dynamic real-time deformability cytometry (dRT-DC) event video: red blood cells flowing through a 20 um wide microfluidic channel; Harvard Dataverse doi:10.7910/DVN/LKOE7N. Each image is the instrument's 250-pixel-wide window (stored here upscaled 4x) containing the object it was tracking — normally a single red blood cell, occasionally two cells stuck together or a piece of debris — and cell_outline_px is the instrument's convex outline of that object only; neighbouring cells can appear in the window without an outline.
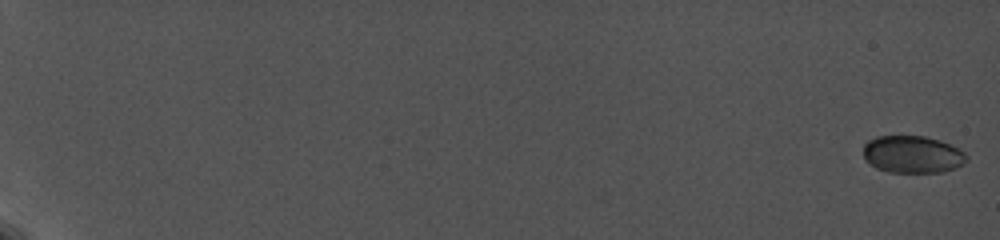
{"species": "common noctule bat (a hibernating species)", "species_latin": "Nyctalus noctula", "temperature_condition": "cold", "stored_images_in_passage": 8, "camera_frame_rate_fps": 5000, "um_per_image_px": 0.085, "animal": {"sex": "female", "body_mass_g": 19.0, "forearm_length_mm": 56.7}, "frame": {"image": 1, "passage_image": 1, "time_ms": 0.0, "image_size_px": [1000, 240], "cell_outline_px": [[968, 160], [956, 168], [944, 172], [888, 172], [876, 168], [864, 160], [864, 144], [868, 140], [876, 136], [924, 136], [940, 140], [964, 152], [968, 156]], "centroid_in_image_um": [77.55, 13.13], "position_along_channel_um": 7.5, "area_um2": 22.54}}